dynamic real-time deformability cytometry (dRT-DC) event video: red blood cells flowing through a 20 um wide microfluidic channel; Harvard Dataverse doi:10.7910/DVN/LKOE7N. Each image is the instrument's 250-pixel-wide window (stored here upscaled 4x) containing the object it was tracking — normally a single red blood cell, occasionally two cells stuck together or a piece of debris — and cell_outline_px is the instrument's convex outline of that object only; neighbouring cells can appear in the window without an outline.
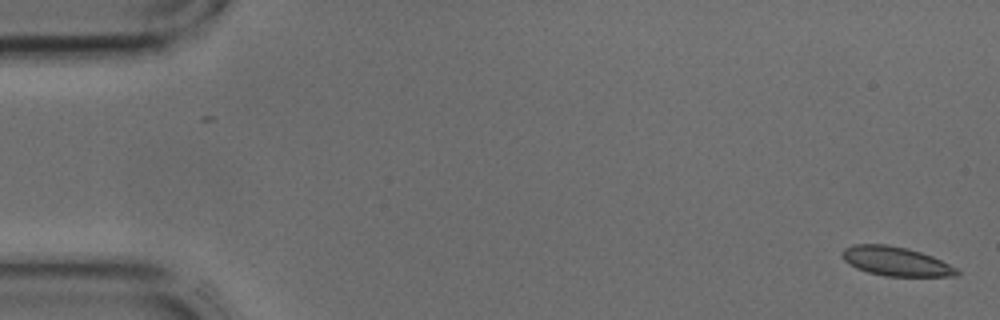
{"species": "common noctule bat (a hibernating species)", "species_latin": "Nyctalus noctula", "temperature_condition": "cold", "stored_images_in_passage": 3, "camera_frame_rate_fps": 3000, "um_per_image_px": 0.085, "animal": {"sex": "male", "body_mass_g": 17.9, "forearm_length_mm": 54.2}, "frame": {"image": 1, "passage_image": 3, "time_ms": 0.667, "image_size_px": [1000, 320], "cell_outline_px": [[960, 272], [956, 276], [884, 276], [868, 272], [856, 268], [848, 264], [844, 260], [840, 252], [844, 248], [852, 244], [888, 244], [908, 248], [932, 256], [956, 268]], "centroid_in_image_um": [76.09, 22.2], "position_along_channel_um": 8.9, "area_um2": 19.54}}